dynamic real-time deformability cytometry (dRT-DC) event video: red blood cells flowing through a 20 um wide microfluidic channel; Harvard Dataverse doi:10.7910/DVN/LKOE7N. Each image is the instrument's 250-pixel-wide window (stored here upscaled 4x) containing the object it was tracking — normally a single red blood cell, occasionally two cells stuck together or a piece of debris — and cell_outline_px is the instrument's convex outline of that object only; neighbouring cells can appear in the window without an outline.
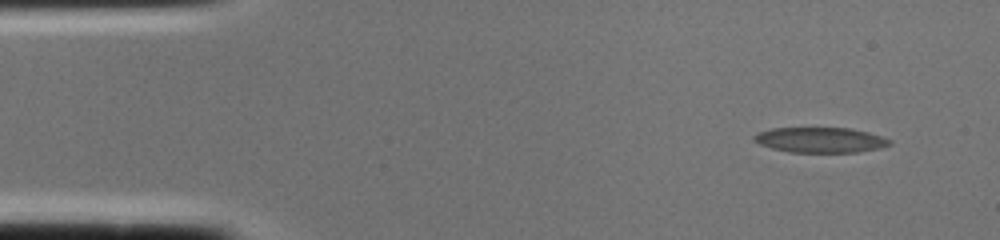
{"species": "common noctule bat (a hibernating species)", "species_latin": "Nyctalus noctula", "temperature_condition": "cold", "stored_images_in_passage": 2, "camera_frame_rate_fps": 3000, "um_per_image_px": 0.085, "animal": {"sex": "female", "body_mass_g": 22.0, "forearm_length_mm": 56.7}, "frame": {"image": 1, "passage_image": 1, "time_ms": 0.0, "image_size_px": [1000, 240], "cell_outline_px": [[892, 144], [880, 148], [856, 152], [788, 152], [772, 148], [760, 144], [752, 140], [752, 136], [756, 132], [772, 128], [852, 128], [868, 132], [892, 140]], "centroid_in_image_um": [69.7, 11.89], "position_along_channel_um": 15.3, "area_um2": 20.06}}